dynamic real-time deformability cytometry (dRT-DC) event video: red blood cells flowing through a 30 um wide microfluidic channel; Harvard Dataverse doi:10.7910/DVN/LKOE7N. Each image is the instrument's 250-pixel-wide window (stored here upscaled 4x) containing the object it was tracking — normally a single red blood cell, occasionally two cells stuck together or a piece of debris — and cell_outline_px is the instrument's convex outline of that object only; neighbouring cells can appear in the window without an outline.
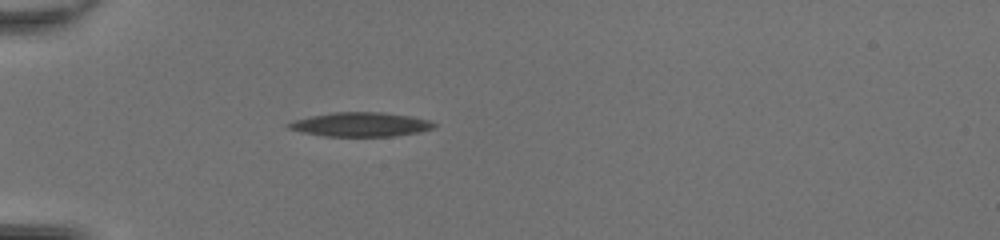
{"species": "common noctule bat (a hibernating species)", "species_latin": "Nyctalus noctula", "temperature_condition": "room temperature", "stored_images_in_passage": 35, "camera_frame_rate_fps": 3000, "um_per_image_px": 0.085, "animal": {"sex": "female", "body_mass_g": 20.0, "forearm_length_mm": 54.0}, "frame": {"image": 1, "passage_image": 1, "time_ms": 0.0, "image_size_px": [1000, 240], "cell_outline_px": [[436, 124], [432, 128], [420, 132], [392, 136], [324, 136], [300, 132], [288, 128], [284, 124], [296, 120], [312, 116], [332, 112], [384, 112], [412, 116], [428, 120]], "centroid_in_image_um": [30.64, 10.58], "position_along_channel_um": 54.4, "area_um2": 20.46}}
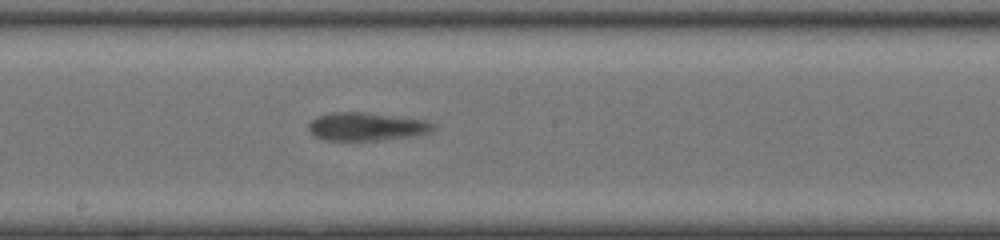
{"frame": {"image": 2, "passage_image": 14, "time_ms": 4.333, "image_size_px": [1000, 240], "cell_outline_px": [[436, 128], [432, 132], [416, 136], [376, 140], [320, 140], [308, 128], [308, 124], [316, 116], [332, 112], [364, 112], [428, 120], [436, 124]], "centroid_in_image_um": [31.21, 10.75], "position_along_channel_um": 217.0, "area_um2": 20.69}}
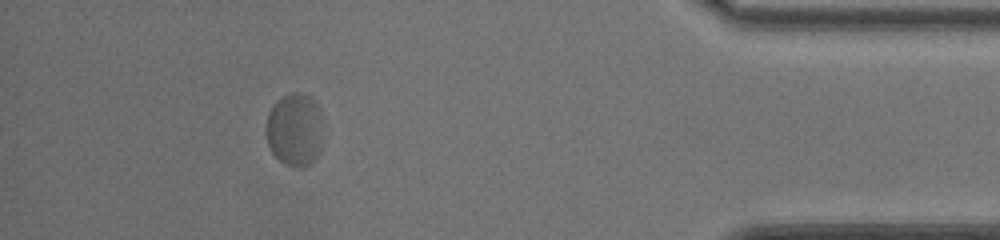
{"frame": {"image": 3, "passage_image": 31, "time_ms": 10.0, "image_size_px": [1000, 240], "cell_outline_px": [[320, 152], [304, 168], [296, 168], [284, 164], [272, 152], [268, 144], [264, 132], [264, 128], [268, 112], [272, 104], [276, 100], [292, 92], [300, 92], [308, 96], [320, 108]], "centroid_in_image_um": [24.99, 11.02], "position_along_channel_um": 410.2, "area_um2": 24.33}}